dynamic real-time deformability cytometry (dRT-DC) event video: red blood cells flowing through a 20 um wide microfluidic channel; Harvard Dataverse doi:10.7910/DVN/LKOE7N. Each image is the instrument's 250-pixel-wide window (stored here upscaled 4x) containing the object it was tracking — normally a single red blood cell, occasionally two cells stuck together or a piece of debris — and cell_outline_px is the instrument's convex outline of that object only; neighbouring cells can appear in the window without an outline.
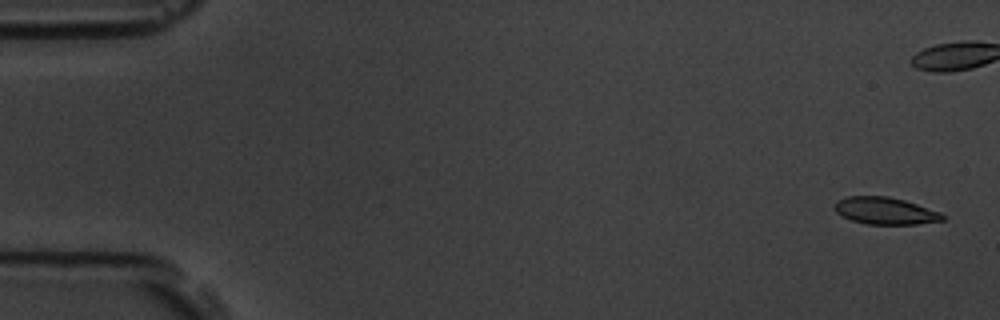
{"species": "common noctule bat (a hibernating species)", "species_latin": "Nyctalus noctula", "temperature_condition": "room temperature", "stored_images_in_passage": 6, "camera_frame_rate_fps": 3000, "um_per_image_px": 0.085, "animal": {"sex": "male", "body_mass_g": 19.5, "forearm_length_mm": 54.6}, "frame": {"image": 1, "passage_image": 1, "time_ms": 0.0, "image_size_px": [1000, 320], "cell_outline_px": [[944, 220], [916, 224], [868, 224], [852, 220], [836, 212], [836, 200], [844, 196], [888, 196], [904, 200], [940, 212], [944, 216]], "centroid_in_image_um": [75.23, 17.91], "position_along_channel_um": 9.8, "area_um2": 16.82}}
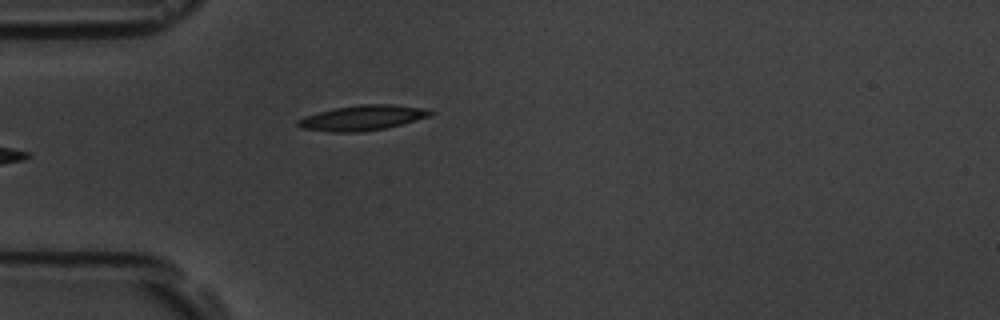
{"frame": {"image": 2, "passage_image": 6, "time_ms": 1.667, "image_size_px": [1000, 320], "cell_outline_px": [[436, 112], [432, 116], [384, 128], [360, 132], [332, 132], [300, 128], [296, 124], [296, 120], [304, 116], [336, 108], [360, 104], [392, 104], [424, 108]], "centroid_in_image_um": [30.81, 10.01], "position_along_channel_um": 54.2, "area_um2": 19.36}}